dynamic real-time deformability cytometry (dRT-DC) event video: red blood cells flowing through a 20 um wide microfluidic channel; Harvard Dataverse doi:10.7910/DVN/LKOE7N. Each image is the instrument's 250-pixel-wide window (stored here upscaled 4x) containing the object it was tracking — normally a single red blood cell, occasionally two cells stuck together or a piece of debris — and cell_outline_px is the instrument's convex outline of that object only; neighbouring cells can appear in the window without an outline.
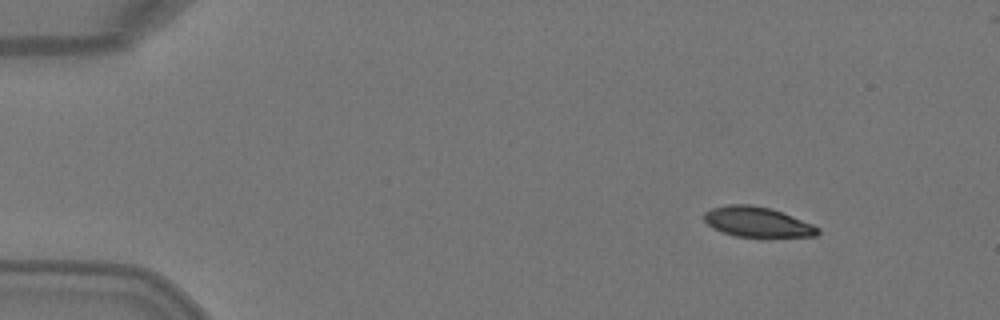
{"species": "Egyptian fruit bat (a non-hibernating species)", "species_latin": "Rousettus aegyptiacus", "temperature_condition": "warm", "stored_images_in_passage": 5, "camera_frame_rate_fps": 3000, "um_per_image_px": 0.085, "animal": {"sex": "female"}, "frame": {"image": 1, "passage_image": 1, "time_ms": 0.0, "image_size_px": [1000, 320], "cell_outline_px": [[820, 232], [816, 236], [736, 236], [724, 232], [708, 224], [704, 220], [704, 212], [712, 208], [728, 204], [752, 204], [772, 208], [812, 224], [820, 228]], "centroid_in_image_um": [64.38, 18.84], "position_along_channel_um": 20.6, "area_um2": 19.65}}
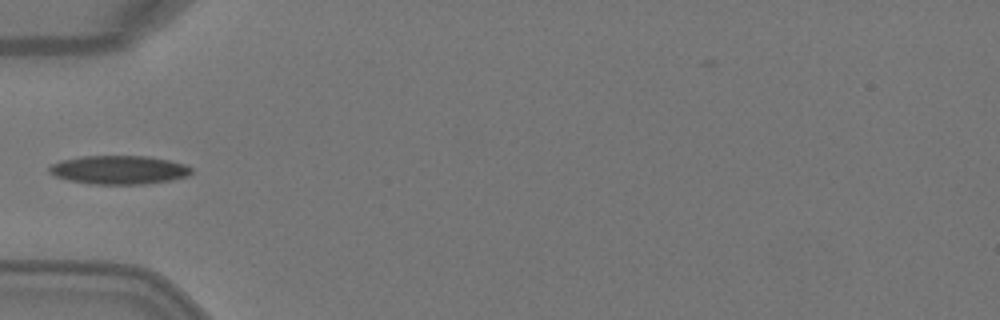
{"frame": {"image": 2, "passage_image": 4, "time_ms": 1.0, "image_size_px": [1000, 320], "cell_outline_px": [[192, 172], [188, 176], [172, 180], [144, 184], [92, 184], [68, 180], [56, 176], [48, 172], [48, 168], [52, 164], [60, 160], [84, 156], [148, 156], [168, 160], [184, 164], [192, 168]], "centroid_in_image_um": [10.11, 14.44], "position_along_channel_um": 74.9, "area_um2": 23.76}}
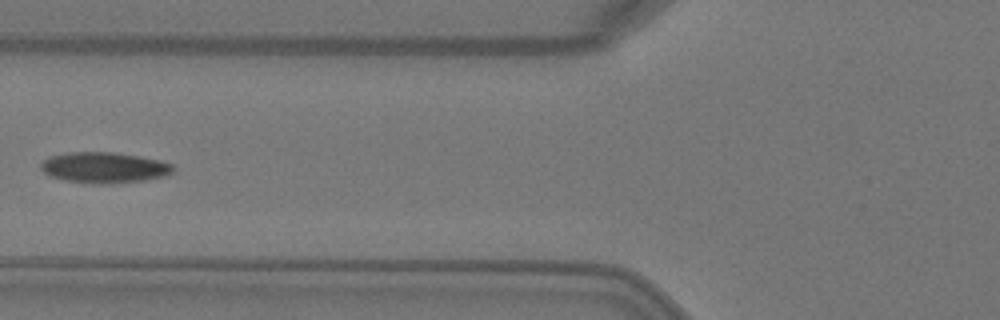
{"frame": {"image": 3, "passage_image": 5, "time_ms": 1.333, "image_size_px": [1000, 320], "cell_outline_px": [[172, 172], [164, 176], [144, 180], [100, 184], [96, 184], [64, 180], [48, 176], [40, 168], [40, 164], [44, 160], [52, 156], [68, 152], [112, 152], [140, 156], [160, 160], [172, 164]], "centroid_in_image_um": [8.82, 14.24], "position_along_channel_um": 117.0, "area_um2": 23.58}}